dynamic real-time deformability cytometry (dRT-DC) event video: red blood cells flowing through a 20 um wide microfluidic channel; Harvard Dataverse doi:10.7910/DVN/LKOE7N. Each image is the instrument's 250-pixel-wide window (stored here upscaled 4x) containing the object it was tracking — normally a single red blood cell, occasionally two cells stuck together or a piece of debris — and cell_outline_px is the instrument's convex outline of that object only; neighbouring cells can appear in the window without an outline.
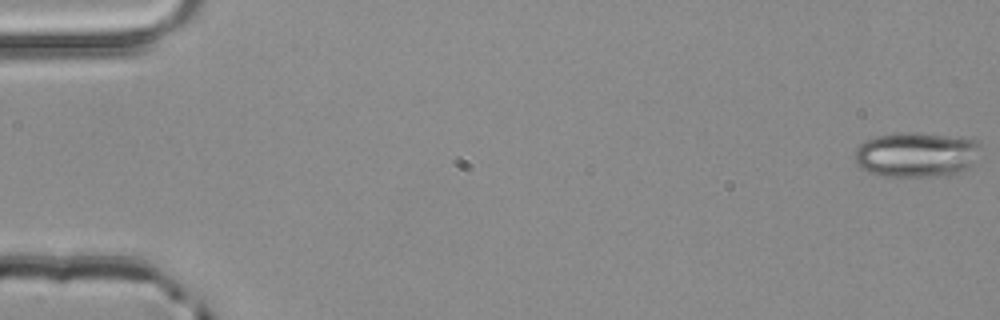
{"species": "common noctule bat (a hibernating species)", "species_latin": "Nyctalus noctula", "temperature_condition": "room temperature", "stored_images_in_passage": 4, "camera_frame_rate_fps": 3000, "um_per_image_px": 0.085, "animal": {"sex": "male", "body_mass_g": 20.4}, "frame": {"image": 1, "passage_image": 1, "time_ms": 0.0, "image_size_px": [1000, 320], "cell_outline_px": [[984, 144], [980, 160], [968, 168], [960, 172], [944, 176], [884, 176], [868, 172], [860, 168], [856, 160], [856, 148], [864, 140], [876, 136], [908, 132], [916, 132], [964, 136], [980, 140]], "centroid_in_image_um": [78.05, 13.12], "position_along_channel_um": 7.0, "area_um2": 34.1}}